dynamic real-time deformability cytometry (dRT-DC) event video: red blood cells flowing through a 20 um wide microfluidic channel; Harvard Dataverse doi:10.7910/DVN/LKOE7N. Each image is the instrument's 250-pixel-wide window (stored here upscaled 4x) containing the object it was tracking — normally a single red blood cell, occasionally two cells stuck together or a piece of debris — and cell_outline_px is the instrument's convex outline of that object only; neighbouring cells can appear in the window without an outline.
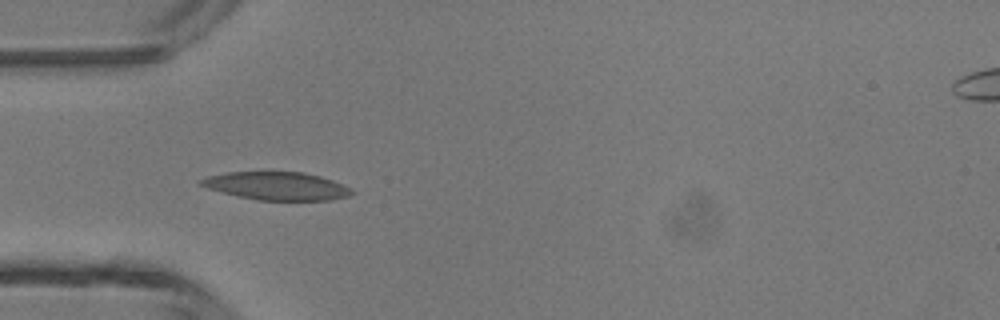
{"species": "common noctule bat (a hibernating species)", "species_latin": "Nyctalus noctula", "temperature_condition": "room temperature", "stored_images_in_passage": 8, "camera_frame_rate_fps": 3000, "um_per_image_px": 0.085, "animal": {"sex": "male", "body_mass_g": 13.3}, "frame": {"image": 1, "passage_image": 3, "time_ms": 0.667, "image_size_px": [1000, 320], "cell_outline_px": [[356, 192], [348, 196], [332, 200], [256, 200], [208, 188], [200, 184], [196, 180], [208, 176], [228, 172], [304, 172], [320, 176], [332, 180], [352, 188]], "centroid_in_image_um": [23.56, 15.8], "position_along_channel_um": 61.4, "area_um2": 24.57}}
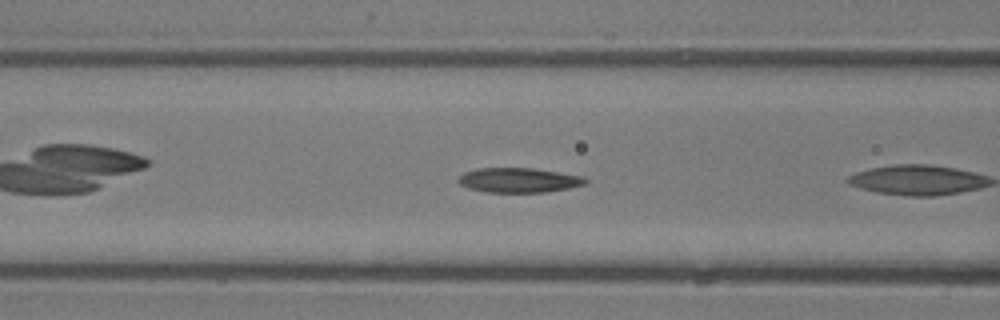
{"frame": {"image": 2, "passage_image": 5, "time_ms": 1.333, "image_size_px": [1000, 320], "cell_outline_px": [[588, 180], [584, 184], [568, 188], [544, 192], [484, 192], [468, 188], [460, 184], [456, 180], [464, 172], [476, 168], [532, 168], [584, 176]], "centroid_in_image_um": [44.06, 15.31], "position_along_channel_um": 122.5, "area_um2": 18.26}}